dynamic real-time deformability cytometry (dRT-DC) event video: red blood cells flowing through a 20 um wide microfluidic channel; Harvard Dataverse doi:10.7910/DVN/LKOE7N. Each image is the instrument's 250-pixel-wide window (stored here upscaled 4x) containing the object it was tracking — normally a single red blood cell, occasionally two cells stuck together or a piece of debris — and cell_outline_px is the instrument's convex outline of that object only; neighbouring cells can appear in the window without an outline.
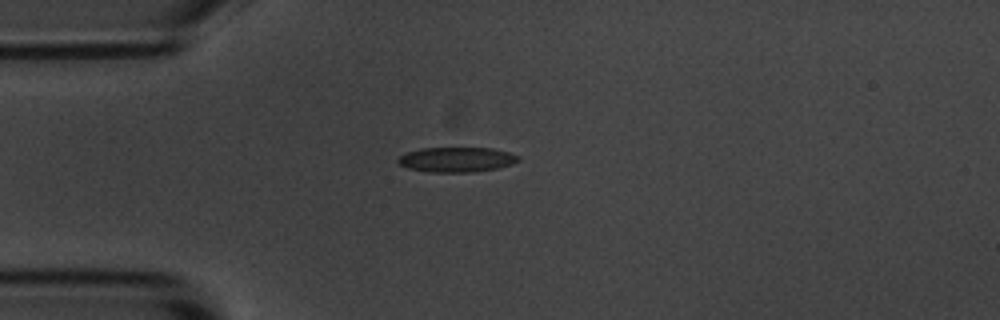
{"species": "common noctule bat (a hibernating species)", "species_latin": "Nyctalus noctula", "temperature_condition": "room temperature", "stored_images_in_passage": 1, "camera_frame_rate_fps": 3000, "um_per_image_px": 0.085, "animal": {"sex": "male", "body_mass_g": 20.1, "forearm_length_mm": 53.5}, "frame": {"image": 1, "passage_image": 1, "time_ms": 0.0, "image_size_px": [1000, 320], "cell_outline_px": [[520, 160], [512, 164], [496, 168], [472, 172], [428, 172], [408, 168], [400, 164], [396, 160], [400, 156], [408, 152], [420, 148], [492, 148], [508, 152], [520, 156]], "centroid_in_image_um": [38.82, 13.56], "position_along_channel_um": 46.2, "area_um2": 17.4}}